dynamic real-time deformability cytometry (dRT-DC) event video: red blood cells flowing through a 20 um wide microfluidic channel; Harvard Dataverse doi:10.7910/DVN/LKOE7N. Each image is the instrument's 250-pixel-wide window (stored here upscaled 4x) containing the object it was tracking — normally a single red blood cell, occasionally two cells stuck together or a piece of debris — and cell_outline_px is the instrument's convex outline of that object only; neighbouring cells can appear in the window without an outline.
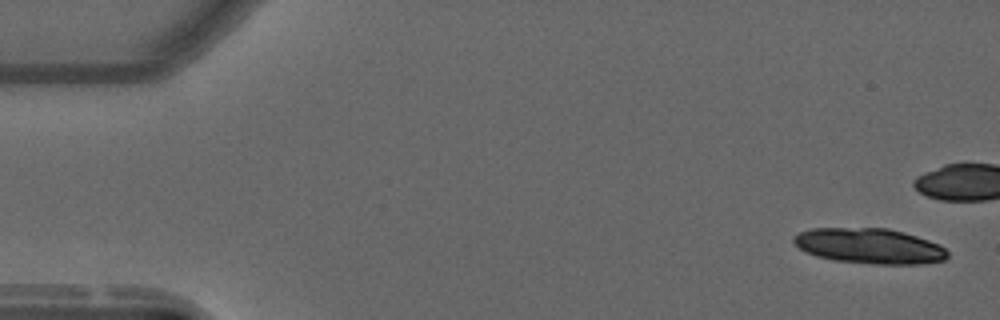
{"species": "common noctule bat (a hibernating species)", "species_latin": "Nyctalus noctula", "temperature_condition": "warm", "stored_images_in_passage": 5, "camera_frame_rate_fps": 3000, "um_per_image_px": 0.085, "animal": {"sex": "male", "forearm_length_mm": 52.5}, "frame": {"image": 1, "passage_image": 1, "time_ms": 0.0, "image_size_px": [1000, 320], "cell_outline_px": [[948, 256], [944, 260], [920, 264], [872, 264], [832, 260], [816, 256], [800, 248], [792, 240], [792, 236], [800, 232], [812, 228], [888, 228], [904, 232], [940, 244], [948, 252]], "centroid_in_image_um": [73.91, 20.91], "position_along_channel_um": 11.1, "area_um2": 31.73}}